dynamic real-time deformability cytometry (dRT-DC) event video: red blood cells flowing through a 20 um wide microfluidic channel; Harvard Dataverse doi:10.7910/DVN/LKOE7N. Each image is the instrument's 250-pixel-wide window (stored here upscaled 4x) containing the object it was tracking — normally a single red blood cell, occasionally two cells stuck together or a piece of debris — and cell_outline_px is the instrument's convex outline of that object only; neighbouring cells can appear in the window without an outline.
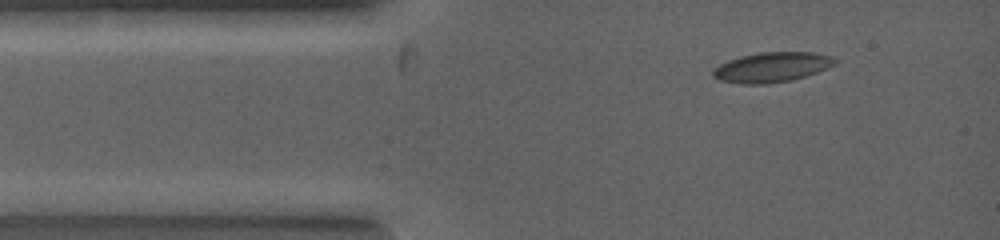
{"species": "common noctule bat (a hibernating species)", "species_latin": "Nyctalus noctula", "temperature_condition": "warm", "stored_images_in_passage": 2, "camera_frame_rate_fps": 5000, "um_per_image_px": 0.085, "animal": {"sex": "female", "body_mass_g": 19.0, "forearm_length_mm": 53.3}, "frame": {"image": 1, "passage_image": 2, "time_ms": 0.4, "image_size_px": [1000, 240], "cell_outline_px": [[836, 64], [816, 72], [792, 80], [764, 84], [744, 84], [720, 80], [712, 76], [712, 72], [720, 64], [744, 56], [760, 52], [812, 52], [832, 56], [836, 60]], "centroid_in_image_um": [65.63, 5.71], "position_along_channel_um": 19.4, "area_um2": 20.87}}